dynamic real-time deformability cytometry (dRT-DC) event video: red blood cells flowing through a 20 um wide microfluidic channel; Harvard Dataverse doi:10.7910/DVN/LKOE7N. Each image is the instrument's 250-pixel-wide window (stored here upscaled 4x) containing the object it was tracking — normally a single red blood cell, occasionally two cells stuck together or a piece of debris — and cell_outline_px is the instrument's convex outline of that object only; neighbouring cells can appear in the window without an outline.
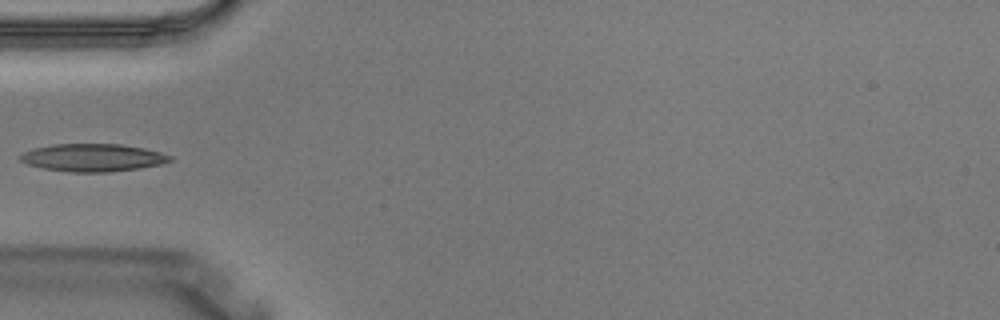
{"species": "Egyptian fruit bat (a non-hibernating species)", "species_latin": "Rousettus aegyptiacus", "temperature_condition": "warm", "stored_images_in_passage": 2, "camera_frame_rate_fps": 3000, "um_per_image_px": 0.085, "animal": {"sex": "male"}, "frame": {"image": 1, "passage_image": 2, "time_ms": 0.333, "image_size_px": [1000, 320], "cell_outline_px": [[172, 160], [160, 164], [140, 168], [108, 172], [68, 172], [40, 168], [28, 164], [20, 160], [16, 156], [32, 148], [52, 144], [120, 144], [144, 148], [160, 152], [172, 156]], "centroid_in_image_um": [7.84, 13.4], "position_along_channel_um": 77.2, "area_um2": 24.33}}